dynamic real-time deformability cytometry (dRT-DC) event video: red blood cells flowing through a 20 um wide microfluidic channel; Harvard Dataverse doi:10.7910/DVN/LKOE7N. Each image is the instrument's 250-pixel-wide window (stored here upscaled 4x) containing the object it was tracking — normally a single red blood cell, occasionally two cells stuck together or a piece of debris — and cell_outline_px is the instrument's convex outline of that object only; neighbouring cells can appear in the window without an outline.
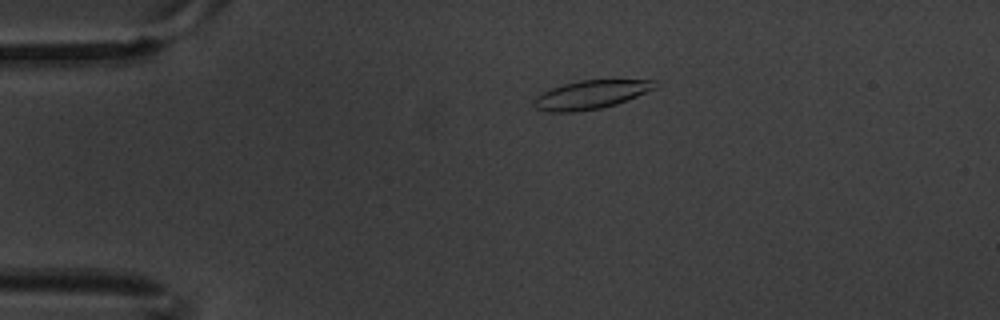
{"species": "common noctule bat (a hibernating species)", "species_latin": "Nyctalus noctula", "temperature_condition": "warm", "stored_images_in_passage": 7, "camera_frame_rate_fps": 3000, "um_per_image_px": 0.085, "animal": {"sex": "male", "body_mass_g": 20.1, "forearm_length_mm": 53.5}, "frame": {"image": 1, "passage_image": 2, "time_ms": 0.333, "image_size_px": [1000, 320], "cell_outline_px": [[660, 84], [656, 88], [616, 104], [600, 108], [576, 112], [548, 112], [536, 108], [532, 104], [532, 100], [536, 96], [552, 88], [564, 84], [580, 80], [656, 80]], "centroid_in_image_um": [50.21, 8.05], "position_along_channel_um": 34.8, "area_um2": 20.11}}
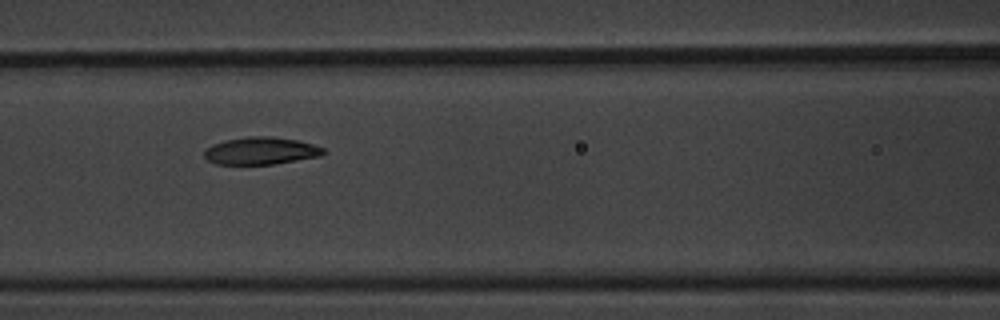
{"frame": {"image": 2, "passage_image": 6, "time_ms": 1.667, "image_size_px": [1000, 320], "cell_outline_px": [[328, 152], [320, 156], [276, 164], [216, 164], [208, 160], [204, 156], [204, 152], [212, 144], [224, 140], [248, 136], [272, 136], [296, 140], [312, 144], [324, 148]], "centroid_in_image_um": [22.19, 12.82], "position_along_channel_um": 144.4, "area_um2": 19.07}}
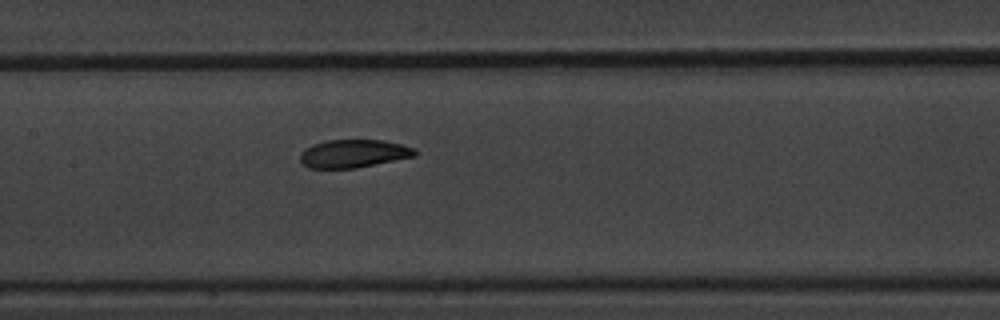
{"frame": {"image": 3, "passage_image": 7, "time_ms": 2.0, "image_size_px": [1000, 320], "cell_outline_px": [[416, 156], [356, 168], [308, 168], [300, 160], [300, 152], [304, 148], [312, 144], [328, 140], [384, 140], [400, 144], [412, 148], [416, 152]], "centroid_in_image_um": [30.01, 13.05], "position_along_channel_um": 177.4, "area_um2": 18.73}}